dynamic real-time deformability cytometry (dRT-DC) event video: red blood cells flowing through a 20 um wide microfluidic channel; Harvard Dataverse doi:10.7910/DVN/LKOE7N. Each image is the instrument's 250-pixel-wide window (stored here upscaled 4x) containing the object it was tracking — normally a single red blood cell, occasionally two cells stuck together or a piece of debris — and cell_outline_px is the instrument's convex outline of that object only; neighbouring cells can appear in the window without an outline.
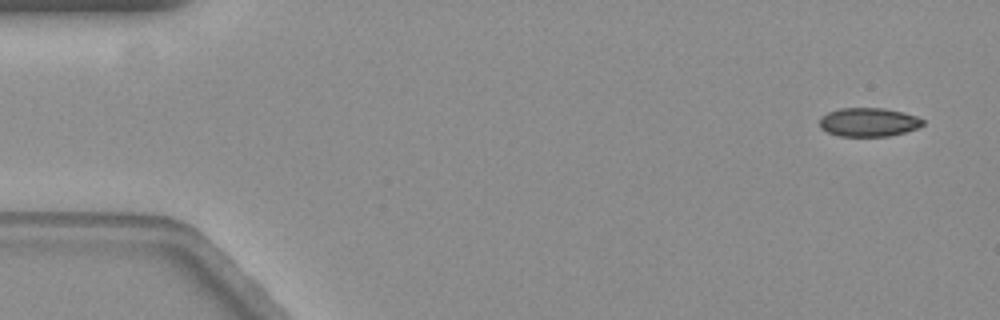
{"species": "common noctule bat (a hibernating species)", "species_latin": "Nyctalus noctula", "temperature_condition": "warm", "stored_images_in_passage": 56, "camera_frame_rate_fps": 3000, "um_per_image_px": 0.085, "animal": {"sex": "female", "body_mass_g": 19.3, "forearm_length_mm": 54.1}, "frame": {"image": 1, "passage_image": 1, "time_ms": 0.0, "image_size_px": [1000, 320], "cell_outline_px": [[924, 124], [916, 128], [904, 132], [888, 136], [840, 136], [828, 132], [820, 128], [820, 116], [828, 112], [840, 108], [884, 108], [904, 112], [916, 116], [924, 120]], "centroid_in_image_um": [73.81, 10.37], "position_along_channel_um": 11.2, "area_um2": 17.28}}
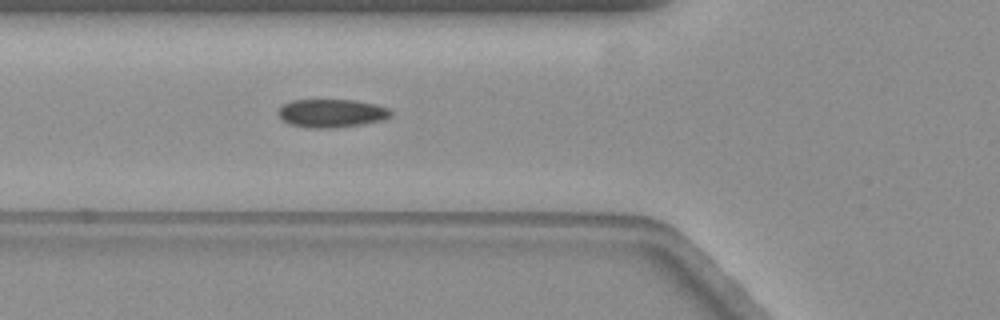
{"frame": {"image": 2, "passage_image": 19, "time_ms": 6.0, "image_size_px": [1000, 320], "cell_outline_px": [[392, 116], [380, 120], [360, 124], [336, 128], [312, 128], [288, 124], [276, 112], [284, 104], [292, 100], [352, 100], [376, 104], [388, 108], [392, 112]], "centroid_in_image_um": [28.17, 9.62], "position_along_channel_um": 97.6, "area_um2": 18.44}}
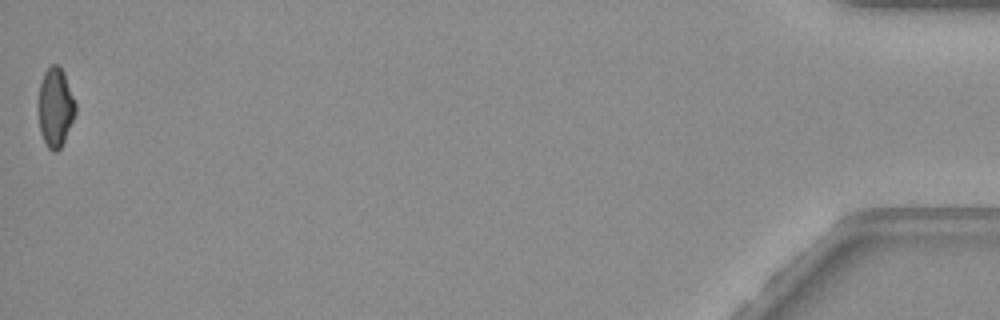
{"frame": {"image": 3, "passage_image": 56, "time_ms": 18.333, "image_size_px": [1000, 320], "cell_outline_px": [[76, 112], [64, 140], [60, 148], [56, 152], [52, 152], [48, 148], [40, 132], [36, 104], [40, 84], [44, 72], [52, 64], [60, 64], [64, 72], [76, 104]], "centroid_in_image_um": [4.68, 9.1], "position_along_channel_um": 430.5, "area_um2": 17.46}, "authors_computed_cell_mechanics": {"area_um2": 18.4093, "velocity_mm_per_s": 3.5395, "shape_relaxation_time_tau1_ms": 6.2869, "shape_relaxation_time_tau2_ms": 3.908, "deformation_change_tau1": 0.123, "deformation_change_tau2": 0.0905}}